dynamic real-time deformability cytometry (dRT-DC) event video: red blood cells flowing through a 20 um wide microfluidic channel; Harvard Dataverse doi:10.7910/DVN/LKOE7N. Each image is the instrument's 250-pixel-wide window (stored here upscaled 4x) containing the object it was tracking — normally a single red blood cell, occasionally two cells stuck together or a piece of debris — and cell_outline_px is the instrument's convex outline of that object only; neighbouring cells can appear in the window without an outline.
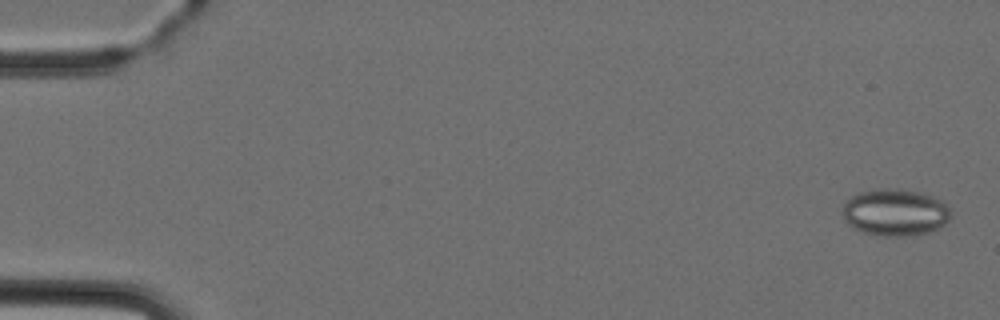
{"species": "Egyptian fruit bat (a non-hibernating species)", "species_latin": "Rousettus aegyptiacus", "temperature_condition": "cold", "stored_images_in_passage": 6, "camera_frame_rate_fps": 3000, "um_per_image_px": 0.085, "animal": {"sex": "female"}, "frame": {"image": 1, "passage_image": 1, "time_ms": 0.0, "image_size_px": [1000, 320], "cell_outline_px": [[948, 220], [944, 224], [928, 232], [904, 236], [880, 236], [864, 232], [852, 228], [844, 220], [844, 204], [852, 196], [860, 192], [884, 188], [900, 188], [920, 192], [932, 196], [940, 200], [948, 208]], "centroid_in_image_um": [76.05, 18.05], "position_along_channel_um": 9.0, "area_um2": 29.25}}